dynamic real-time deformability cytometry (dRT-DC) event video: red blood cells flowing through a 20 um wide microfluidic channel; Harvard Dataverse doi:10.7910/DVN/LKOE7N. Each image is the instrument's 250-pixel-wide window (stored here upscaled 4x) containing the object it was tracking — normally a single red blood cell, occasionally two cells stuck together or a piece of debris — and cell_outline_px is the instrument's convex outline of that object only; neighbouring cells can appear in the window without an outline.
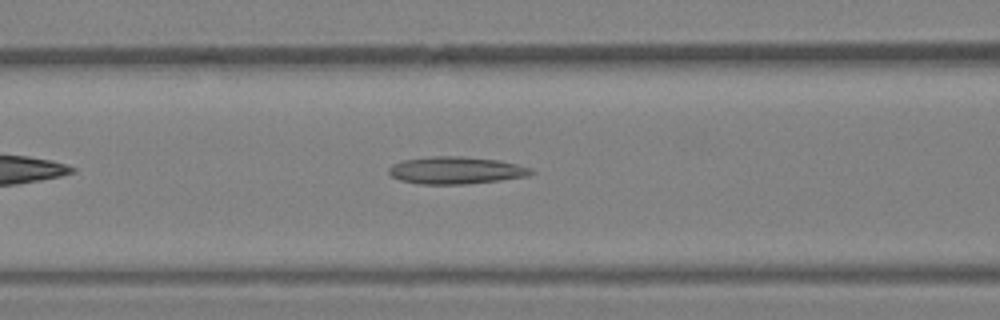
{"species": "Egyptian fruit bat (a non-hibernating species)", "species_latin": "Rousettus aegyptiacus", "temperature_condition": "warm", "stored_images_in_passage": 26, "camera_frame_rate_fps": 3000, "um_per_image_px": 0.085, "animal": {"sex": "female"}, "frame": {"image": 1, "passage_image": 5, "time_ms": 1.333, "image_size_px": [1000, 320], "cell_outline_px": [[536, 172], [528, 176], [500, 180], [468, 184], [420, 184], [400, 180], [392, 176], [388, 172], [388, 168], [392, 164], [404, 160], [432, 156], [460, 156], [500, 160], [532, 168]], "centroid_in_image_um": [38.77, 14.48], "position_along_channel_um": 127.8, "area_um2": 22.72}}
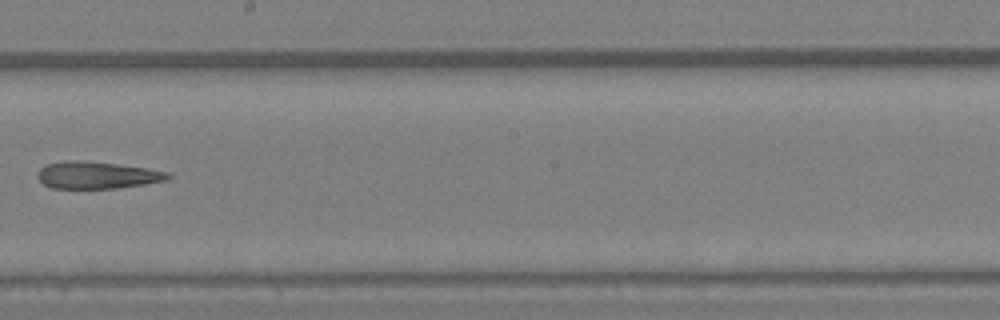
{"frame": {"image": 2, "passage_image": 11, "time_ms": 3.333, "image_size_px": [1000, 320], "cell_outline_px": [[172, 176], [168, 180], [120, 188], [52, 188], [44, 184], [36, 176], [36, 172], [40, 168], [48, 164], [64, 160], [76, 160], [116, 164], [148, 168], [168, 172]], "centroid_in_image_um": [8.25, 14.89], "position_along_channel_um": 240.0, "area_um2": 20.58}}
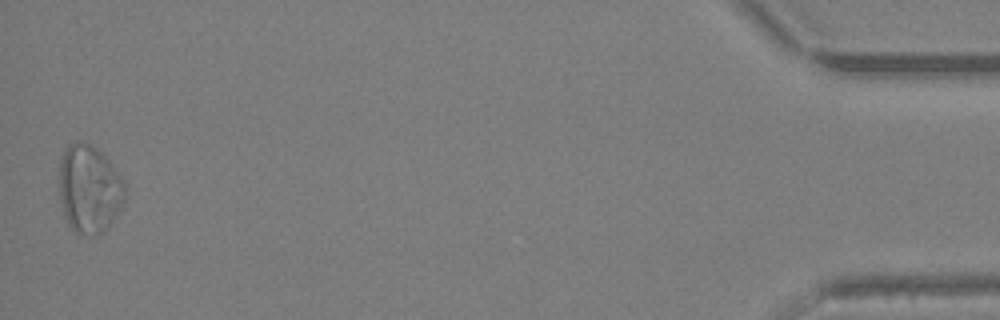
{"frame": {"image": 3, "passage_image": 26, "time_ms": 8.333, "image_size_px": [1000, 320], "cell_outline_px": [[128, 188], [124, 204], [112, 220], [96, 236], [88, 236], [76, 232], [68, 224], [64, 216], [60, 200], [60, 156], [68, 144], [76, 140], [88, 144], [96, 148], [108, 160], [124, 180]], "centroid_in_image_um": [7.6, 16.05], "position_along_channel_um": 427.6, "area_um2": 33.93}}